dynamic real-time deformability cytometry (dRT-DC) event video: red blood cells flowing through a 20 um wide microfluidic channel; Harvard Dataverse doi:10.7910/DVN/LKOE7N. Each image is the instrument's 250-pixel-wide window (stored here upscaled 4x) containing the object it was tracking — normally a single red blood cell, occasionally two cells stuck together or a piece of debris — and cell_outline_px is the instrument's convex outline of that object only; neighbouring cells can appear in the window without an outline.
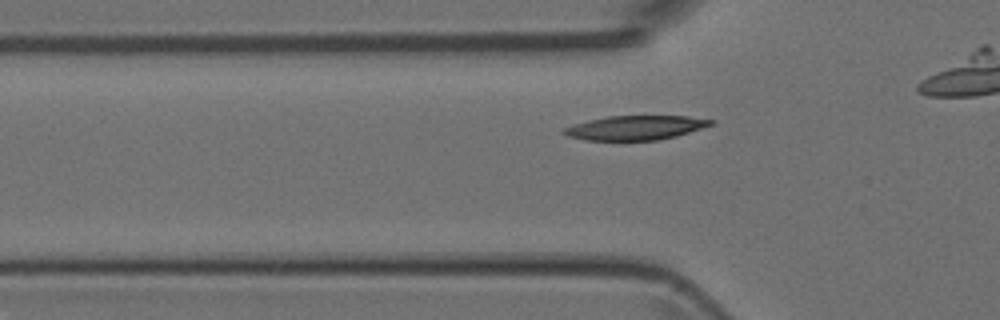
{"species": "Egyptian fruit bat (a non-hibernating species)", "species_latin": "Rousettus aegyptiacus", "temperature_condition": "room temperature", "stored_images_in_passage": 28, "camera_frame_rate_fps": 3000, "um_per_image_px": 0.085, "animal": {"sex": "female"}, "frame": {"image": 1, "passage_image": 7, "time_ms": 2.0, "image_size_px": [1000, 320], "cell_outline_px": [[716, 124], [676, 136], [656, 140], [584, 140], [568, 136], [560, 132], [564, 128], [588, 120], [608, 116], [688, 116], [716, 120]], "centroid_in_image_um": [54.05, 10.85], "position_along_channel_um": 71.7, "area_um2": 20.81}}
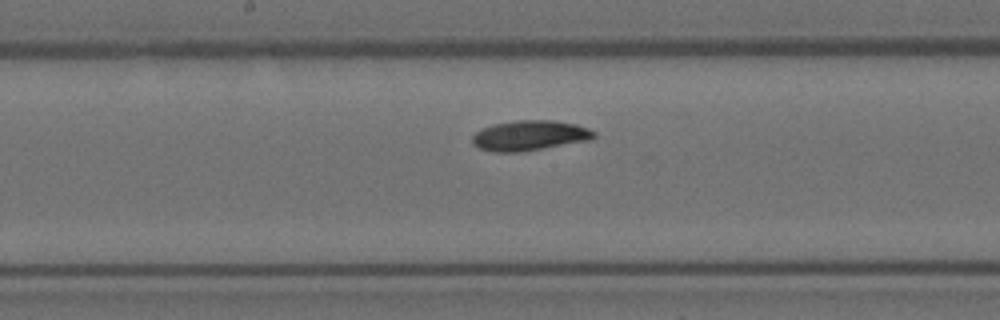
{"frame": {"image": 2, "passage_image": 17, "time_ms": 5.333, "image_size_px": [1000, 320], "cell_outline_px": [[596, 136], [592, 140], [520, 152], [492, 152], [480, 148], [472, 144], [472, 136], [476, 132], [492, 124], [516, 120], [552, 120], [576, 124], [588, 128], [596, 132]], "centroid_in_image_um": [45.04, 11.52], "position_along_channel_um": 203.2, "area_um2": 21.5}}
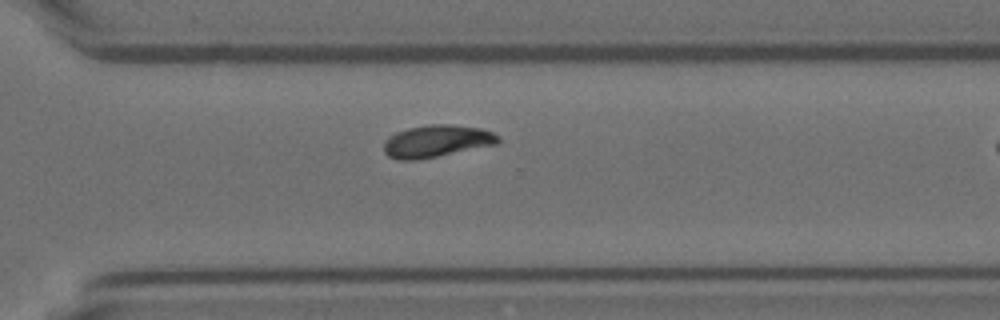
{"frame": {"image": 3, "passage_image": 27, "time_ms": 8.667, "image_size_px": [1000, 320], "cell_outline_px": [[500, 140], [496, 144], [420, 160], [396, 160], [388, 156], [384, 152], [384, 144], [396, 132], [408, 128], [428, 124], [452, 124], [484, 128], [500, 136]], "centroid_in_image_um": [37.14, 11.99], "position_along_channel_um": 333.5, "area_um2": 21.56}}